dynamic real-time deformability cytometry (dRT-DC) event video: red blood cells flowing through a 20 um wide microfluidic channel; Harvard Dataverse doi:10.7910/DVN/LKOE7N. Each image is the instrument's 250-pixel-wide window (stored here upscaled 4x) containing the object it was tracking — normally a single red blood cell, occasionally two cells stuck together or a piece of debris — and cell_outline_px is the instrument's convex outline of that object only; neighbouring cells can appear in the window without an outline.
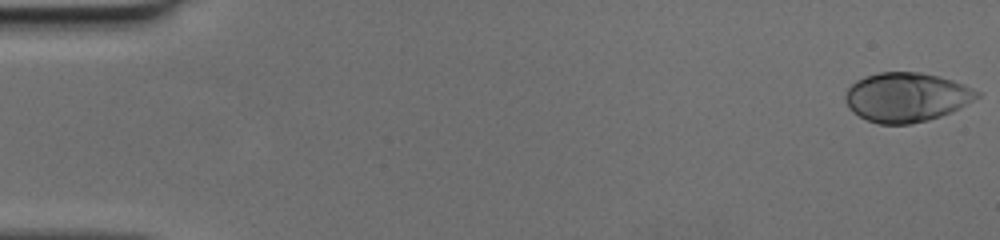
{"species": "human", "species_latin": "Homo sapiens", "temperature_condition": "cold", "stored_images_in_passage": 49, "camera_frame_rate_fps": 3000, "um_per_image_px": 0.085, "donor": {"sex": "female"}, "frame": {"image": 1, "passage_image": 1, "time_ms": 0.0, "image_size_px": [1000, 240], "cell_outline_px": [[980, 96], [952, 112], [928, 120], [908, 124], [880, 124], [868, 120], [852, 112], [848, 108], [844, 100], [844, 96], [848, 88], [856, 80], [864, 76], [880, 72], [920, 72], [940, 76], [964, 84], [980, 92]], "centroid_in_image_um": [77.03, 8.25], "position_along_channel_um": 8.0, "area_um2": 37.92}}
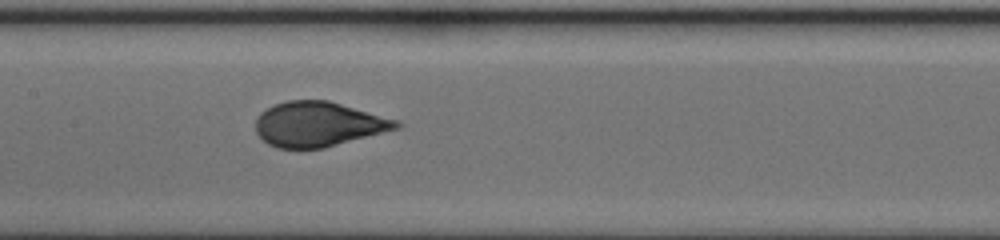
{"frame": {"image": 2, "passage_image": 25, "time_ms": 8.0, "image_size_px": [1000, 240], "cell_outline_px": [[404, 124], [400, 128], [324, 148], [276, 148], [268, 144], [256, 132], [256, 116], [260, 112], [276, 104], [288, 100], [328, 100], [400, 120]], "centroid_in_image_um": [27.1, 10.55], "position_along_channel_um": 180.3, "area_um2": 36.88}}
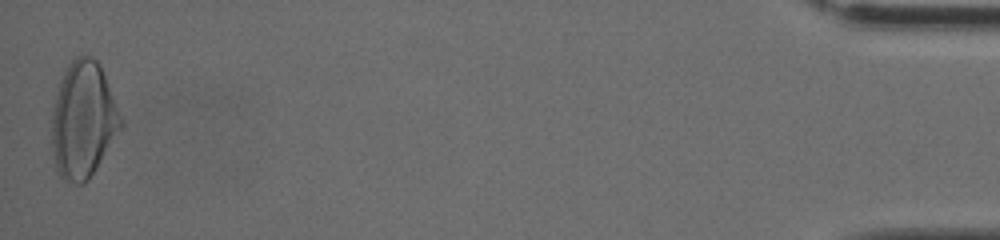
{"frame": {"image": 3, "passage_image": 49, "time_ms": 16.0, "image_size_px": [1000, 240], "cell_outline_px": [[124, 124], [88, 180], [84, 184], [76, 184], [64, 180], [60, 176], [56, 168], [52, 148], [52, 112], [56, 96], [64, 72], [68, 64], [76, 56], [92, 56], [96, 60], [104, 76], [124, 120]], "centroid_in_image_um": [7.07, 10.22], "position_along_channel_um": 428.1, "area_um2": 46.36}}